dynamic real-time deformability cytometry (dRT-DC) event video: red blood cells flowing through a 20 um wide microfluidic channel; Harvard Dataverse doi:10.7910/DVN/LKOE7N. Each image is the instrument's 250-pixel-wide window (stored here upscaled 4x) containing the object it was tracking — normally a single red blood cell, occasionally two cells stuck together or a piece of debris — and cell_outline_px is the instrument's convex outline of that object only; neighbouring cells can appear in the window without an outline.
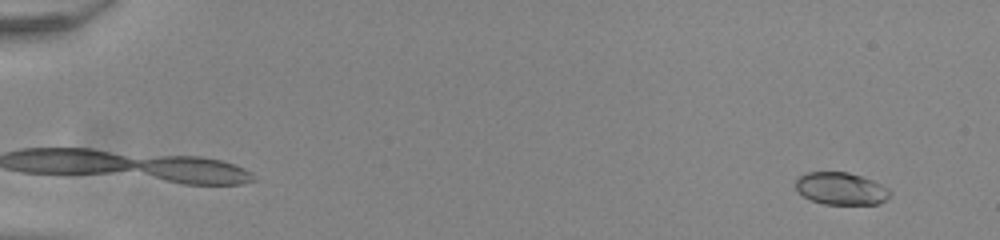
{"species": "common noctule bat (a hibernating species)", "species_latin": "Nyctalus noctula", "temperature_condition": "room temperature", "stored_images_in_passage": 55, "camera_frame_rate_fps": 3000, "um_per_image_px": 0.085, "animal": {"sex": "male", "body_mass_g": 20.0, "forearm_length_mm": 53.3}, "frame": {"image": 1, "passage_image": 5, "time_ms": 1.333, "image_size_px": [1000, 240], "cell_outline_px": [[892, 196], [888, 200], [880, 204], [824, 204], [812, 200], [804, 196], [796, 188], [796, 180], [804, 172], [848, 172], [872, 180], [888, 188], [892, 192]], "centroid_in_image_um": [71.54, 16.04], "position_along_channel_um": 13.5, "area_um2": 17.86}}
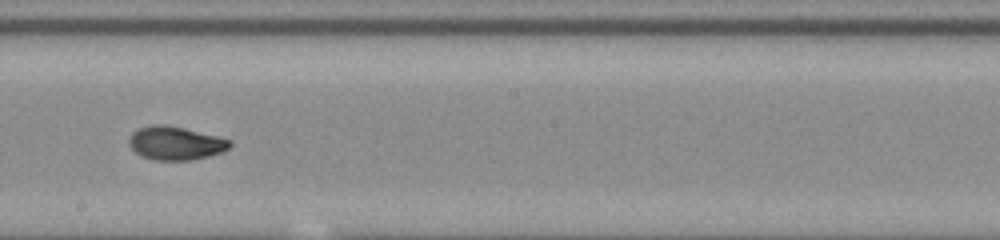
{"frame": {"image": 2, "passage_image": 34, "time_ms": 11.0, "image_size_px": [1000, 240], "cell_outline_px": [[232, 144], [228, 148], [220, 152], [208, 156], [192, 160], [152, 160], [140, 156], [128, 144], [128, 140], [132, 132], [140, 128], [152, 124], [164, 124], [184, 128], [232, 140]], "centroid_in_image_um": [14.89, 12.17], "position_along_channel_um": 233.3, "area_um2": 19.65}}
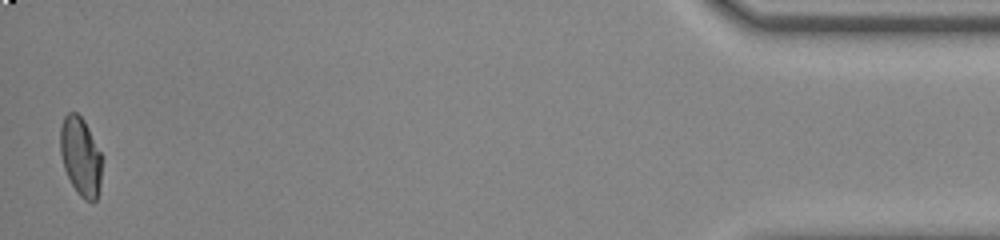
{"frame": {"image": 3, "passage_image": 55, "time_ms": 18.0, "image_size_px": [1000, 240], "cell_outline_px": [[104, 156], [100, 184], [96, 200], [84, 200], [76, 192], [64, 168], [60, 152], [60, 128], [64, 116], [68, 112], [76, 112], [84, 120]], "centroid_in_image_um": [6.88, 13.28], "position_along_channel_um": 428.3, "area_um2": 19.42}, "authors_computed_cell_mechanics": {"area_um2": 19.1896, "velocity_mm_per_s": 3.9048, "shape_relaxation_time_tau1_ms": 3.8615, "shape_relaxation_time_tau2_ms": 1.0619, "deformation_change_tau1": 0.1462, "deformation_change_tau2": 0.0403}}